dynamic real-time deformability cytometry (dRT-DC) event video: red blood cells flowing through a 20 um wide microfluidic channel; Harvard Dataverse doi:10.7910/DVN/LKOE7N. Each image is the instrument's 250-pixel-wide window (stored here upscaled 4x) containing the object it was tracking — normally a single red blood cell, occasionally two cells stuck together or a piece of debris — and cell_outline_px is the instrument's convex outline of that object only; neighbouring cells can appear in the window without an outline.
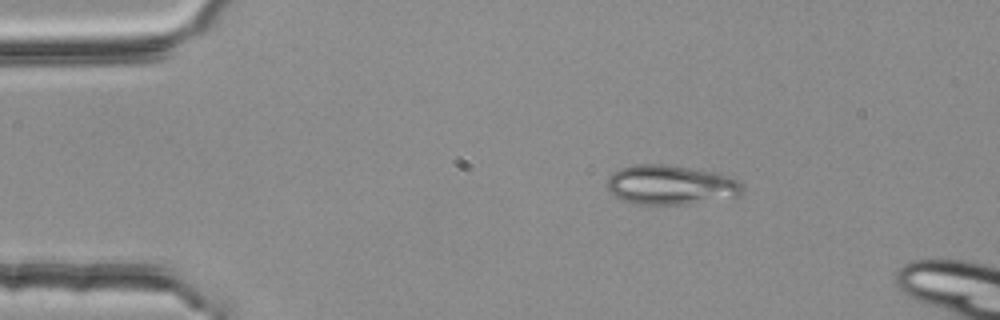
{"species": "common noctule bat (a hibernating species)", "species_latin": "Nyctalus noctula", "temperature_condition": "room temperature", "stored_images_in_passage": 46, "camera_frame_rate_fps": 3000, "um_per_image_px": 0.085, "animal": {"sex": "female", "body_mass_g": 25.1}, "frame": {"image": 1, "passage_image": 1, "time_ms": 0.0, "image_size_px": [1000, 320], "cell_outline_px": [[744, 192], [740, 196], [688, 204], [636, 204], [620, 200], [612, 196], [608, 192], [604, 184], [608, 176], [612, 172], [620, 168], [632, 164], [668, 164], [712, 172], [732, 176], [744, 188]], "centroid_in_image_um": [56.93, 15.72], "position_along_channel_um": 28.1, "area_um2": 31.79}}
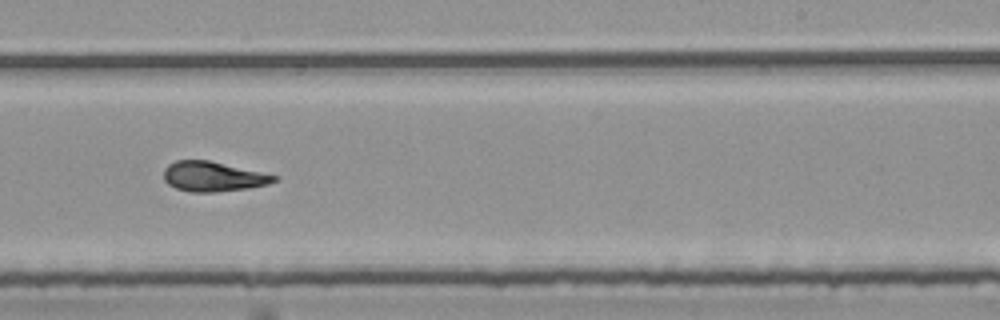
{"frame": {"image": 2, "passage_image": 25, "time_ms": 8.0, "image_size_px": [1000, 320], "cell_outline_px": [[280, 176], [276, 180], [268, 184], [248, 188], [216, 192], [188, 192], [176, 188], [168, 184], [164, 180], [164, 168], [168, 164], [176, 160], [208, 160]], "centroid_in_image_um": [18.09, 15.01], "position_along_channel_um": 270.9, "area_um2": 19.25}}
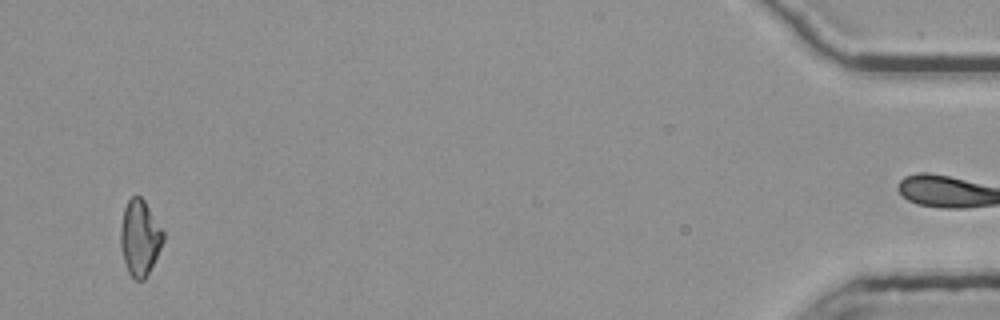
{"frame": {"image": 3, "passage_image": 44, "time_ms": 14.333, "image_size_px": [1000, 320], "cell_outline_px": [[164, 240], [144, 280], [136, 280], [128, 272], [124, 260], [120, 244], [120, 228], [124, 208], [128, 200], [132, 196], [140, 196], [144, 200], [164, 232]], "centroid_in_image_um": [11.87, 20.19], "position_along_channel_um": 423.3, "area_um2": 18.5}, "authors_computed_cell_mechanics": {"area_um2": 19.5364, "velocity_mm_per_s": 3.7906, "shape_relaxation_time_tau1_ms": null, "shape_relaxation_time_tau2_ms": 1.7607, "deformation_change_tau1": null, "deformation_change_tau2": 0.0678}}